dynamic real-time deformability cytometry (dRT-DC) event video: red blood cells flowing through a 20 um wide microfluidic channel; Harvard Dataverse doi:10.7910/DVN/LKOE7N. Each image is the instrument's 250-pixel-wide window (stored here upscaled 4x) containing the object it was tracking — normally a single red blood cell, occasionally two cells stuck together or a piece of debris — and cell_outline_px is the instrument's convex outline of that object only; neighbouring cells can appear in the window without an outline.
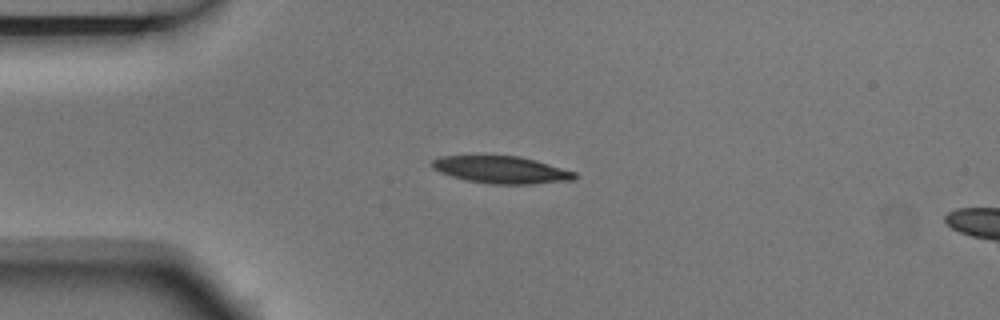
{"species": "Egyptian fruit bat (a non-hibernating species)", "species_latin": "Rousettus aegyptiacus", "temperature_condition": "room temperature", "stored_images_in_passage": 3, "camera_frame_rate_fps": 3000, "um_per_image_px": 0.085, "animal": {"sex": "male"}, "frame": {"image": 1, "passage_image": 2, "time_ms": 0.333, "image_size_px": [1000, 320], "cell_outline_px": [[580, 176], [576, 180], [532, 184], [492, 184], [468, 180], [452, 176], [440, 172], [432, 168], [428, 164], [432, 160], [440, 156], [520, 156], [536, 160], [576, 172]], "centroid_in_image_um": [42.65, 14.43], "position_along_channel_um": 42.3, "area_um2": 22.77}}